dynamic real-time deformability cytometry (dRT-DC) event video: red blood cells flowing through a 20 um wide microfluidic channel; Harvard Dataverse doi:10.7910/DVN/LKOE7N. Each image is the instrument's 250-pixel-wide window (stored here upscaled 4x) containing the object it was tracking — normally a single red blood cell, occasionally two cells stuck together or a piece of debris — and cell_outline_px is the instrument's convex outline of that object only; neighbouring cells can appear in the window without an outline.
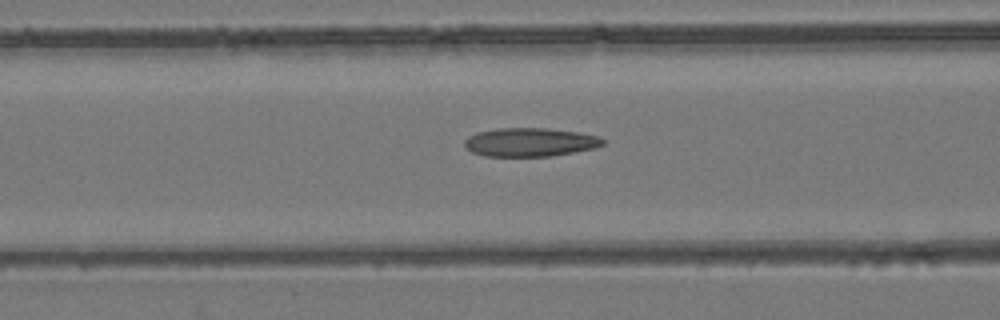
{"species": "common noctule bat (a hibernating species)", "species_latin": "Nyctalus noctula", "temperature_condition": "room temperature", "stored_images_in_passage": 51, "camera_frame_rate_fps": 3000, "um_per_image_px": 0.085, "animal": {"sex": "female", "body_mass_g": 24.6, "forearm_length_mm": 56.2}, "frame": {"image": 1, "passage_image": 19, "time_ms": 6.0, "image_size_px": [1000, 320], "cell_outline_px": [[604, 144], [596, 148], [552, 156], [484, 156], [472, 152], [464, 144], [464, 140], [468, 136], [476, 132], [500, 128], [548, 128], [580, 132], [600, 136], [604, 140]], "centroid_in_image_um": [45.08, 12.08], "position_along_channel_um": 121.5, "area_um2": 23.24}}
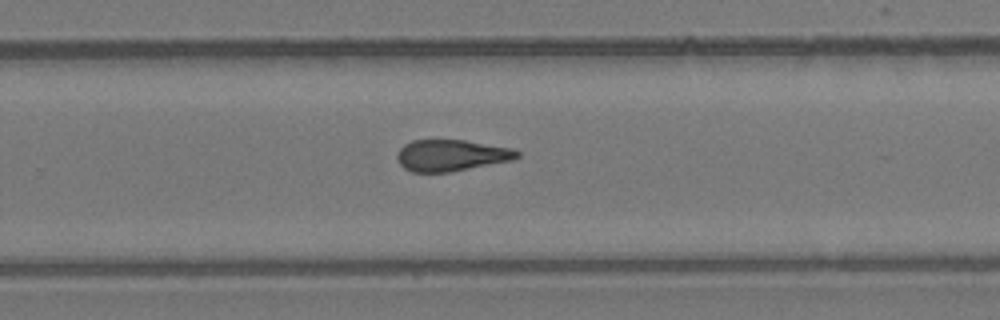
{"frame": {"image": 2, "passage_image": 32, "time_ms": 10.333, "image_size_px": [1000, 320], "cell_outline_px": [[520, 156], [512, 160], [448, 172], [412, 172], [404, 168], [396, 160], [396, 156], [400, 148], [404, 144], [412, 140], [464, 140], [512, 148], [520, 152]], "centroid_in_image_um": [38.33, 13.2], "position_along_channel_um": 291.5, "area_um2": 21.91}}
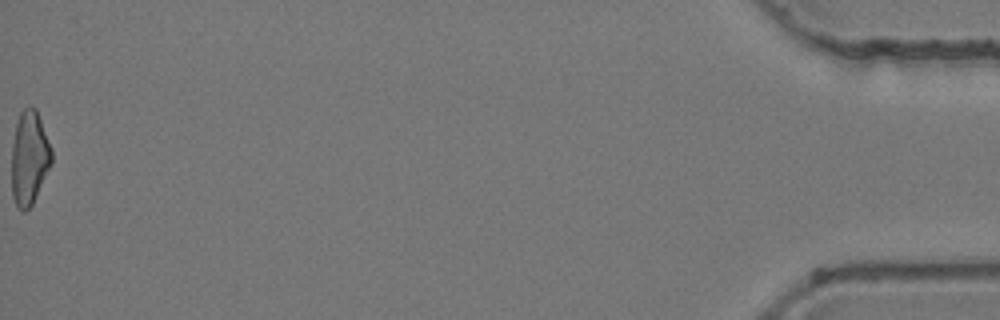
{"frame": {"image": 3, "passage_image": 51, "time_ms": 16.667, "image_size_px": [1000, 320], "cell_outline_px": [[52, 164], [32, 204], [24, 212], [20, 212], [12, 196], [12, 144], [16, 124], [20, 112], [28, 104], [36, 108], [52, 148]], "centroid_in_image_um": [2.5, 13.4], "position_along_channel_um": 432.7, "area_um2": 22.08}, "authors_computed_cell_mechanics": {"area_um2": 22.6576, "velocity_mm_per_s": 3.9299, "shape_relaxation_time_tau1_ms": null, "shape_relaxation_time_tau2_ms": 3.2568, "deformation_change_tau1": null, "deformation_change_tau2": 0.1359}}